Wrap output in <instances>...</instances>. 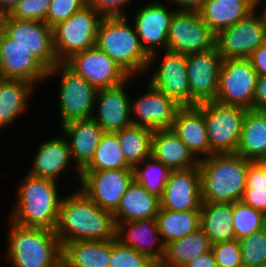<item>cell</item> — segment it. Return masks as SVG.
Instances as JSON below:
<instances>
[{"mask_svg":"<svg viewBox=\"0 0 266 267\" xmlns=\"http://www.w3.org/2000/svg\"><path fill=\"white\" fill-rule=\"evenodd\" d=\"M242 262L247 267H261L266 261V227L238 240Z\"/></svg>","mask_w":266,"mask_h":267,"instance_id":"cell-39","label":"cell"},{"mask_svg":"<svg viewBox=\"0 0 266 267\" xmlns=\"http://www.w3.org/2000/svg\"><path fill=\"white\" fill-rule=\"evenodd\" d=\"M132 80L133 77H130L119 86L97 91L91 118L104 132L115 133L132 125L131 96L129 91L125 90Z\"/></svg>","mask_w":266,"mask_h":267,"instance_id":"cell-19","label":"cell"},{"mask_svg":"<svg viewBox=\"0 0 266 267\" xmlns=\"http://www.w3.org/2000/svg\"><path fill=\"white\" fill-rule=\"evenodd\" d=\"M102 16L90 5L53 27V46L59 63L72 55L93 48Z\"/></svg>","mask_w":266,"mask_h":267,"instance_id":"cell-7","label":"cell"},{"mask_svg":"<svg viewBox=\"0 0 266 267\" xmlns=\"http://www.w3.org/2000/svg\"><path fill=\"white\" fill-rule=\"evenodd\" d=\"M60 76H59V75ZM59 78L57 88L60 125L74 120L90 119L93 114L97 89L78 76L64 63H58L48 70L47 81Z\"/></svg>","mask_w":266,"mask_h":267,"instance_id":"cell-6","label":"cell"},{"mask_svg":"<svg viewBox=\"0 0 266 267\" xmlns=\"http://www.w3.org/2000/svg\"><path fill=\"white\" fill-rule=\"evenodd\" d=\"M186 56L190 106L215 101L218 91L219 70L222 63L217 47Z\"/></svg>","mask_w":266,"mask_h":267,"instance_id":"cell-17","label":"cell"},{"mask_svg":"<svg viewBox=\"0 0 266 267\" xmlns=\"http://www.w3.org/2000/svg\"><path fill=\"white\" fill-rule=\"evenodd\" d=\"M201 204L199 165L171 171L160 197V207L171 211L200 210Z\"/></svg>","mask_w":266,"mask_h":267,"instance_id":"cell-21","label":"cell"},{"mask_svg":"<svg viewBox=\"0 0 266 267\" xmlns=\"http://www.w3.org/2000/svg\"><path fill=\"white\" fill-rule=\"evenodd\" d=\"M261 267H266V261L263 263V265Z\"/></svg>","mask_w":266,"mask_h":267,"instance_id":"cell-55","label":"cell"},{"mask_svg":"<svg viewBox=\"0 0 266 267\" xmlns=\"http://www.w3.org/2000/svg\"><path fill=\"white\" fill-rule=\"evenodd\" d=\"M160 210V197L149 193L135 179L123 194L120 205L113 213L115 224L156 218Z\"/></svg>","mask_w":266,"mask_h":267,"instance_id":"cell-29","label":"cell"},{"mask_svg":"<svg viewBox=\"0 0 266 267\" xmlns=\"http://www.w3.org/2000/svg\"><path fill=\"white\" fill-rule=\"evenodd\" d=\"M64 64L97 90L119 86L130 78L112 58L96 46L72 55Z\"/></svg>","mask_w":266,"mask_h":267,"instance_id":"cell-16","label":"cell"},{"mask_svg":"<svg viewBox=\"0 0 266 267\" xmlns=\"http://www.w3.org/2000/svg\"><path fill=\"white\" fill-rule=\"evenodd\" d=\"M64 195L56 235L61 246L76 240L103 241L116 237L113 213L101 209L79 188Z\"/></svg>","mask_w":266,"mask_h":267,"instance_id":"cell-1","label":"cell"},{"mask_svg":"<svg viewBox=\"0 0 266 267\" xmlns=\"http://www.w3.org/2000/svg\"><path fill=\"white\" fill-rule=\"evenodd\" d=\"M249 60L252 63L258 76L266 75V43L259 46L250 56Z\"/></svg>","mask_w":266,"mask_h":267,"instance_id":"cell-48","label":"cell"},{"mask_svg":"<svg viewBox=\"0 0 266 267\" xmlns=\"http://www.w3.org/2000/svg\"><path fill=\"white\" fill-rule=\"evenodd\" d=\"M245 189H266V167L261 161L249 163Z\"/></svg>","mask_w":266,"mask_h":267,"instance_id":"cell-45","label":"cell"},{"mask_svg":"<svg viewBox=\"0 0 266 267\" xmlns=\"http://www.w3.org/2000/svg\"><path fill=\"white\" fill-rule=\"evenodd\" d=\"M212 244L199 228L196 232L165 246V256L158 267H185L192 259L210 251Z\"/></svg>","mask_w":266,"mask_h":267,"instance_id":"cell-34","label":"cell"},{"mask_svg":"<svg viewBox=\"0 0 266 267\" xmlns=\"http://www.w3.org/2000/svg\"><path fill=\"white\" fill-rule=\"evenodd\" d=\"M109 267H158L147 256L115 238L111 239V259Z\"/></svg>","mask_w":266,"mask_h":267,"instance_id":"cell-40","label":"cell"},{"mask_svg":"<svg viewBox=\"0 0 266 267\" xmlns=\"http://www.w3.org/2000/svg\"><path fill=\"white\" fill-rule=\"evenodd\" d=\"M185 267H217L212 250L192 259Z\"/></svg>","mask_w":266,"mask_h":267,"instance_id":"cell-49","label":"cell"},{"mask_svg":"<svg viewBox=\"0 0 266 267\" xmlns=\"http://www.w3.org/2000/svg\"><path fill=\"white\" fill-rule=\"evenodd\" d=\"M119 146L116 133L104 132L93 159L83 170L133 169Z\"/></svg>","mask_w":266,"mask_h":267,"instance_id":"cell-36","label":"cell"},{"mask_svg":"<svg viewBox=\"0 0 266 267\" xmlns=\"http://www.w3.org/2000/svg\"><path fill=\"white\" fill-rule=\"evenodd\" d=\"M171 130L198 160L210 156V145L203 117V103L180 107Z\"/></svg>","mask_w":266,"mask_h":267,"instance_id":"cell-25","label":"cell"},{"mask_svg":"<svg viewBox=\"0 0 266 267\" xmlns=\"http://www.w3.org/2000/svg\"><path fill=\"white\" fill-rule=\"evenodd\" d=\"M60 131L68 141L74 162L73 168H76L77 175L75 178L77 184H79L81 171L93 159L104 131L92 118L65 123L61 126Z\"/></svg>","mask_w":266,"mask_h":267,"instance_id":"cell-24","label":"cell"},{"mask_svg":"<svg viewBox=\"0 0 266 267\" xmlns=\"http://www.w3.org/2000/svg\"><path fill=\"white\" fill-rule=\"evenodd\" d=\"M241 201L266 215V189H245Z\"/></svg>","mask_w":266,"mask_h":267,"instance_id":"cell-46","label":"cell"},{"mask_svg":"<svg viewBox=\"0 0 266 267\" xmlns=\"http://www.w3.org/2000/svg\"><path fill=\"white\" fill-rule=\"evenodd\" d=\"M176 10L198 11L205 0H167Z\"/></svg>","mask_w":266,"mask_h":267,"instance_id":"cell-50","label":"cell"},{"mask_svg":"<svg viewBox=\"0 0 266 267\" xmlns=\"http://www.w3.org/2000/svg\"><path fill=\"white\" fill-rule=\"evenodd\" d=\"M48 267H72L69 259L63 254H59Z\"/></svg>","mask_w":266,"mask_h":267,"instance_id":"cell-52","label":"cell"},{"mask_svg":"<svg viewBox=\"0 0 266 267\" xmlns=\"http://www.w3.org/2000/svg\"><path fill=\"white\" fill-rule=\"evenodd\" d=\"M147 88L141 96L137 95L135 99H131L132 124L153 131L171 129L181 106L150 83Z\"/></svg>","mask_w":266,"mask_h":267,"instance_id":"cell-18","label":"cell"},{"mask_svg":"<svg viewBox=\"0 0 266 267\" xmlns=\"http://www.w3.org/2000/svg\"><path fill=\"white\" fill-rule=\"evenodd\" d=\"M0 28L48 70L59 63L53 46V28L45 21L14 19L7 14L1 16Z\"/></svg>","mask_w":266,"mask_h":267,"instance_id":"cell-14","label":"cell"},{"mask_svg":"<svg viewBox=\"0 0 266 267\" xmlns=\"http://www.w3.org/2000/svg\"><path fill=\"white\" fill-rule=\"evenodd\" d=\"M20 0H0V15L9 14Z\"/></svg>","mask_w":266,"mask_h":267,"instance_id":"cell-51","label":"cell"},{"mask_svg":"<svg viewBox=\"0 0 266 267\" xmlns=\"http://www.w3.org/2000/svg\"><path fill=\"white\" fill-rule=\"evenodd\" d=\"M257 78L258 74L249 58L222 60L215 101L253 109Z\"/></svg>","mask_w":266,"mask_h":267,"instance_id":"cell-11","label":"cell"},{"mask_svg":"<svg viewBox=\"0 0 266 267\" xmlns=\"http://www.w3.org/2000/svg\"><path fill=\"white\" fill-rule=\"evenodd\" d=\"M250 162L236 153L212 154L199 160L202 202L241 200Z\"/></svg>","mask_w":266,"mask_h":267,"instance_id":"cell-3","label":"cell"},{"mask_svg":"<svg viewBox=\"0 0 266 267\" xmlns=\"http://www.w3.org/2000/svg\"><path fill=\"white\" fill-rule=\"evenodd\" d=\"M261 162L266 167V156L261 160Z\"/></svg>","mask_w":266,"mask_h":267,"instance_id":"cell-54","label":"cell"},{"mask_svg":"<svg viewBox=\"0 0 266 267\" xmlns=\"http://www.w3.org/2000/svg\"><path fill=\"white\" fill-rule=\"evenodd\" d=\"M116 239L144 254L157 266L164 259L165 244L161 239L156 218L119 222L116 225Z\"/></svg>","mask_w":266,"mask_h":267,"instance_id":"cell-22","label":"cell"},{"mask_svg":"<svg viewBox=\"0 0 266 267\" xmlns=\"http://www.w3.org/2000/svg\"><path fill=\"white\" fill-rule=\"evenodd\" d=\"M262 8L260 13L256 8L246 18L216 35L215 46L222 60L249 58L266 43V8L264 5Z\"/></svg>","mask_w":266,"mask_h":267,"instance_id":"cell-9","label":"cell"},{"mask_svg":"<svg viewBox=\"0 0 266 267\" xmlns=\"http://www.w3.org/2000/svg\"><path fill=\"white\" fill-rule=\"evenodd\" d=\"M115 133L126 161L133 168L151 157L153 130L132 124Z\"/></svg>","mask_w":266,"mask_h":267,"instance_id":"cell-35","label":"cell"},{"mask_svg":"<svg viewBox=\"0 0 266 267\" xmlns=\"http://www.w3.org/2000/svg\"><path fill=\"white\" fill-rule=\"evenodd\" d=\"M232 215L233 203L202 202L200 228L208 236L211 244L235 239Z\"/></svg>","mask_w":266,"mask_h":267,"instance_id":"cell-31","label":"cell"},{"mask_svg":"<svg viewBox=\"0 0 266 267\" xmlns=\"http://www.w3.org/2000/svg\"><path fill=\"white\" fill-rule=\"evenodd\" d=\"M247 110L240 106L223 105L216 101L203 102V117L210 155L236 153Z\"/></svg>","mask_w":266,"mask_h":267,"instance_id":"cell-8","label":"cell"},{"mask_svg":"<svg viewBox=\"0 0 266 267\" xmlns=\"http://www.w3.org/2000/svg\"><path fill=\"white\" fill-rule=\"evenodd\" d=\"M253 109L266 110V75H260L257 78L253 97Z\"/></svg>","mask_w":266,"mask_h":267,"instance_id":"cell-47","label":"cell"},{"mask_svg":"<svg viewBox=\"0 0 266 267\" xmlns=\"http://www.w3.org/2000/svg\"><path fill=\"white\" fill-rule=\"evenodd\" d=\"M61 135L46 138L35 148L37 151L33 155L32 166L27 171L29 174L58 183L59 178L67 175L68 169H71L74 163L68 141L63 134Z\"/></svg>","mask_w":266,"mask_h":267,"instance_id":"cell-23","label":"cell"},{"mask_svg":"<svg viewBox=\"0 0 266 267\" xmlns=\"http://www.w3.org/2000/svg\"><path fill=\"white\" fill-rule=\"evenodd\" d=\"M5 262L12 267H48L62 253L55 230L22 227L9 221Z\"/></svg>","mask_w":266,"mask_h":267,"instance_id":"cell-5","label":"cell"},{"mask_svg":"<svg viewBox=\"0 0 266 267\" xmlns=\"http://www.w3.org/2000/svg\"><path fill=\"white\" fill-rule=\"evenodd\" d=\"M232 224L236 240L266 227V215L241 200L233 202Z\"/></svg>","mask_w":266,"mask_h":267,"instance_id":"cell-38","label":"cell"},{"mask_svg":"<svg viewBox=\"0 0 266 267\" xmlns=\"http://www.w3.org/2000/svg\"><path fill=\"white\" fill-rule=\"evenodd\" d=\"M34 90L35 85L25 80L0 79V130L7 129L28 111Z\"/></svg>","mask_w":266,"mask_h":267,"instance_id":"cell-28","label":"cell"},{"mask_svg":"<svg viewBox=\"0 0 266 267\" xmlns=\"http://www.w3.org/2000/svg\"><path fill=\"white\" fill-rule=\"evenodd\" d=\"M156 221L161 239L166 246L200 228V210L171 211L160 207Z\"/></svg>","mask_w":266,"mask_h":267,"instance_id":"cell-33","label":"cell"},{"mask_svg":"<svg viewBox=\"0 0 266 267\" xmlns=\"http://www.w3.org/2000/svg\"><path fill=\"white\" fill-rule=\"evenodd\" d=\"M134 0H87L102 17H128L129 11L125 10ZM124 8V9H123Z\"/></svg>","mask_w":266,"mask_h":267,"instance_id":"cell-44","label":"cell"},{"mask_svg":"<svg viewBox=\"0 0 266 267\" xmlns=\"http://www.w3.org/2000/svg\"><path fill=\"white\" fill-rule=\"evenodd\" d=\"M161 52L162 54H160ZM161 52H156L149 56L146 72H151V68L157 66L152 70L154 73L148 79L149 83L173 99L181 107L190 106L187 56L170 50Z\"/></svg>","mask_w":266,"mask_h":267,"instance_id":"cell-10","label":"cell"},{"mask_svg":"<svg viewBox=\"0 0 266 267\" xmlns=\"http://www.w3.org/2000/svg\"><path fill=\"white\" fill-rule=\"evenodd\" d=\"M18 182L9 220L22 227L55 230L63 198L59 183L28 172Z\"/></svg>","mask_w":266,"mask_h":267,"instance_id":"cell-2","label":"cell"},{"mask_svg":"<svg viewBox=\"0 0 266 267\" xmlns=\"http://www.w3.org/2000/svg\"><path fill=\"white\" fill-rule=\"evenodd\" d=\"M134 180V169L82 170L77 186L101 209L114 213Z\"/></svg>","mask_w":266,"mask_h":267,"instance_id":"cell-12","label":"cell"},{"mask_svg":"<svg viewBox=\"0 0 266 267\" xmlns=\"http://www.w3.org/2000/svg\"><path fill=\"white\" fill-rule=\"evenodd\" d=\"M0 58L4 79H20L35 86L47 80L48 69L0 28Z\"/></svg>","mask_w":266,"mask_h":267,"instance_id":"cell-20","label":"cell"},{"mask_svg":"<svg viewBox=\"0 0 266 267\" xmlns=\"http://www.w3.org/2000/svg\"><path fill=\"white\" fill-rule=\"evenodd\" d=\"M95 46L130 77L135 79L137 75L146 74L149 56L143 50L130 18L103 17L98 26Z\"/></svg>","mask_w":266,"mask_h":267,"instance_id":"cell-4","label":"cell"},{"mask_svg":"<svg viewBox=\"0 0 266 267\" xmlns=\"http://www.w3.org/2000/svg\"><path fill=\"white\" fill-rule=\"evenodd\" d=\"M161 1V2H160ZM141 5L131 21L140 44L148 56L167 48V35L173 14L177 11L167 0H150Z\"/></svg>","mask_w":266,"mask_h":267,"instance_id":"cell-15","label":"cell"},{"mask_svg":"<svg viewBox=\"0 0 266 267\" xmlns=\"http://www.w3.org/2000/svg\"><path fill=\"white\" fill-rule=\"evenodd\" d=\"M72 267H109L111 240H76L62 246Z\"/></svg>","mask_w":266,"mask_h":267,"instance_id":"cell-32","label":"cell"},{"mask_svg":"<svg viewBox=\"0 0 266 267\" xmlns=\"http://www.w3.org/2000/svg\"><path fill=\"white\" fill-rule=\"evenodd\" d=\"M51 0H20L8 14L14 19L45 21Z\"/></svg>","mask_w":266,"mask_h":267,"instance_id":"cell-41","label":"cell"},{"mask_svg":"<svg viewBox=\"0 0 266 267\" xmlns=\"http://www.w3.org/2000/svg\"><path fill=\"white\" fill-rule=\"evenodd\" d=\"M262 4L258 0H205L198 10L201 19L217 35L246 18Z\"/></svg>","mask_w":266,"mask_h":267,"instance_id":"cell-26","label":"cell"},{"mask_svg":"<svg viewBox=\"0 0 266 267\" xmlns=\"http://www.w3.org/2000/svg\"><path fill=\"white\" fill-rule=\"evenodd\" d=\"M211 250L217 267H240L243 265L240 245L236 239L212 244Z\"/></svg>","mask_w":266,"mask_h":267,"instance_id":"cell-42","label":"cell"},{"mask_svg":"<svg viewBox=\"0 0 266 267\" xmlns=\"http://www.w3.org/2000/svg\"><path fill=\"white\" fill-rule=\"evenodd\" d=\"M236 154L251 161L266 156V110L246 111Z\"/></svg>","mask_w":266,"mask_h":267,"instance_id":"cell-30","label":"cell"},{"mask_svg":"<svg viewBox=\"0 0 266 267\" xmlns=\"http://www.w3.org/2000/svg\"><path fill=\"white\" fill-rule=\"evenodd\" d=\"M215 40L216 35L198 11L177 10L171 19L166 50L184 55L205 52L215 47Z\"/></svg>","mask_w":266,"mask_h":267,"instance_id":"cell-13","label":"cell"},{"mask_svg":"<svg viewBox=\"0 0 266 267\" xmlns=\"http://www.w3.org/2000/svg\"><path fill=\"white\" fill-rule=\"evenodd\" d=\"M134 179L149 193L162 196L171 170L152 156L137 164L134 168Z\"/></svg>","mask_w":266,"mask_h":267,"instance_id":"cell-37","label":"cell"},{"mask_svg":"<svg viewBox=\"0 0 266 267\" xmlns=\"http://www.w3.org/2000/svg\"><path fill=\"white\" fill-rule=\"evenodd\" d=\"M151 156L171 171L199 165V160L171 129L154 130Z\"/></svg>","mask_w":266,"mask_h":267,"instance_id":"cell-27","label":"cell"},{"mask_svg":"<svg viewBox=\"0 0 266 267\" xmlns=\"http://www.w3.org/2000/svg\"><path fill=\"white\" fill-rule=\"evenodd\" d=\"M0 79H4L3 72H2L1 58H0Z\"/></svg>","mask_w":266,"mask_h":267,"instance_id":"cell-53","label":"cell"},{"mask_svg":"<svg viewBox=\"0 0 266 267\" xmlns=\"http://www.w3.org/2000/svg\"><path fill=\"white\" fill-rule=\"evenodd\" d=\"M87 5V0H51L45 22L54 27Z\"/></svg>","mask_w":266,"mask_h":267,"instance_id":"cell-43","label":"cell"}]
</instances>
